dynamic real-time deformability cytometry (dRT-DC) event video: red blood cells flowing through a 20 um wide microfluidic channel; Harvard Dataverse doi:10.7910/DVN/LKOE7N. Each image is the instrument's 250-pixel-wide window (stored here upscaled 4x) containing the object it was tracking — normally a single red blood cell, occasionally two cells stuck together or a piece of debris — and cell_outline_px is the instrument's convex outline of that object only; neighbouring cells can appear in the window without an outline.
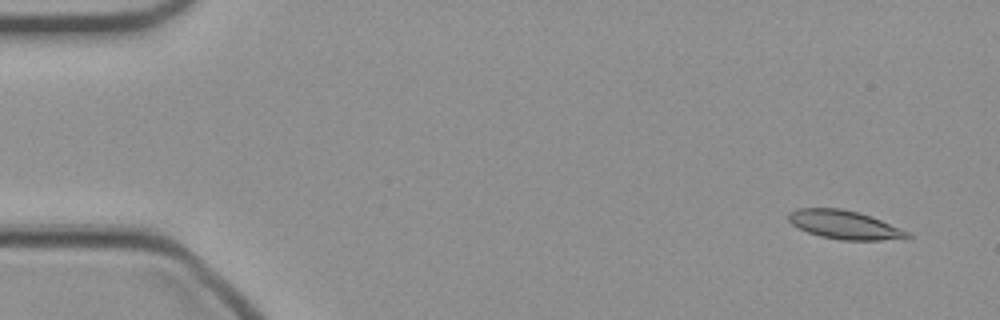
{"species": "common noctule bat (a hibernating species)", "species_latin": "Nyctalus noctula", "temperature_condition": "cold", "stored_images_in_passage": 46, "camera_frame_rate_fps": 3000, "um_per_image_px": 0.085, "animal": {"sex": "female", "body_mass_g": 21.9}, "frame": {"image": 1, "passage_image": 1, "time_ms": 0.0, "image_size_px": [1000, 320], "cell_outline_px": [[912, 236], [880, 240], [840, 240], [820, 236], [808, 232], [792, 224], [788, 220], [788, 212], [796, 208], [840, 208], [860, 212], [872, 216], [912, 232]], "centroid_in_image_um": [71.79, 19.09], "position_along_channel_um": 13.2, "area_um2": 19.94}}
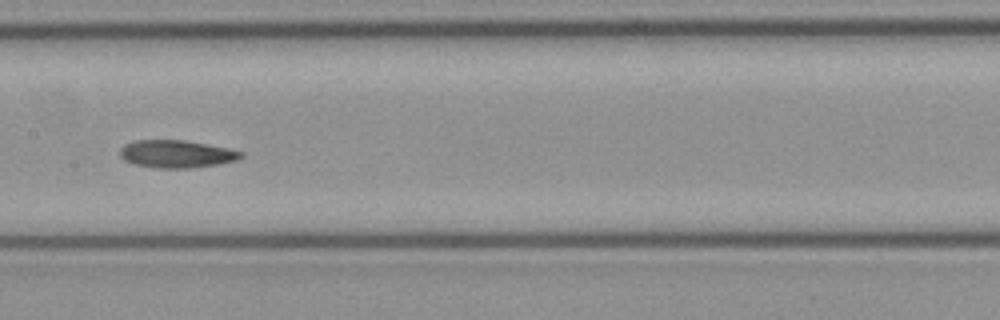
{"frame": {"image": 2, "passage_image": 22, "time_ms": 7.0, "image_size_px": [1000, 320], "cell_outline_px": [[244, 156], [236, 160], [220, 164], [188, 168], [156, 168], [136, 164], [124, 160], [120, 156], [120, 148], [124, 144], [136, 140], [184, 140], [228, 148], [244, 152]], "centroid_in_image_um": [15.01, 13.08], "position_along_channel_um": 192.4, "area_um2": 19.48}}
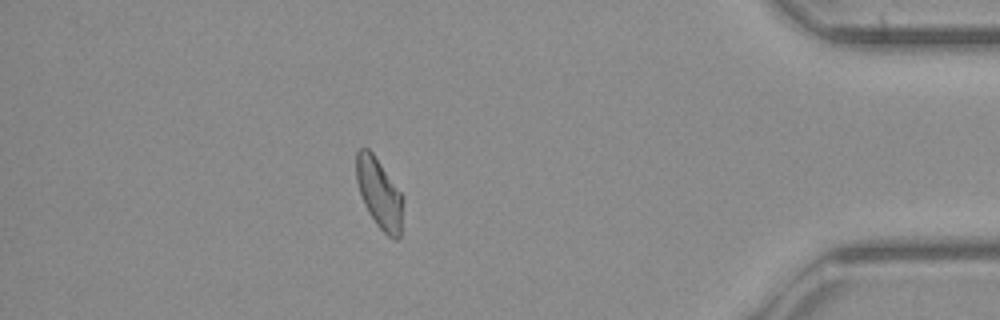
{"frame": {"image": 3, "passage_image": 40, "time_ms": 13.0, "image_size_px": [1000, 320], "cell_outline_px": [[404, 200], [400, 236], [396, 240], [392, 240], [376, 224], [368, 212], [364, 204], [356, 180], [356, 152], [360, 148], [368, 148], [372, 152], [404, 196]], "centroid_in_image_um": [32.26, 16.46], "position_along_channel_um": 402.9, "area_um2": 19.19}}